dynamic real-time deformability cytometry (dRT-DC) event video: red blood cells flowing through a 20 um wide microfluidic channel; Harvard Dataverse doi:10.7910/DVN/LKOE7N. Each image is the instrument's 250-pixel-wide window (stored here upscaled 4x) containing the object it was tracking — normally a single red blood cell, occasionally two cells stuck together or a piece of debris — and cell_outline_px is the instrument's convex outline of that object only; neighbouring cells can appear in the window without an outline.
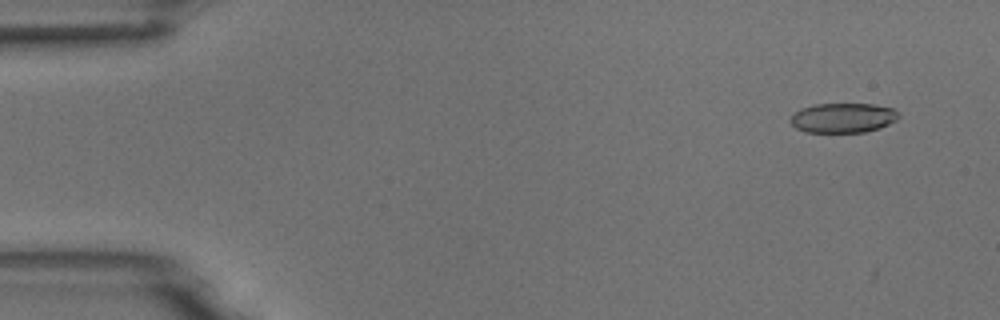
{"species": "common noctule bat (a hibernating species)", "species_latin": "Nyctalus noctula", "temperature_condition": "room temperature", "stored_images_in_passage": 2, "camera_frame_rate_fps": 3000, "um_per_image_px": 0.085, "animal": {"sex": "male", "body_mass_g": 18.8}, "frame": {"image": 1, "passage_image": 1, "time_ms": 0.0, "image_size_px": [1000, 320], "cell_outline_px": [[900, 116], [896, 120], [880, 128], [864, 132], [804, 132], [796, 128], [792, 124], [792, 116], [800, 108], [816, 104], [872, 104], [892, 108]], "centroid_in_image_um": [71.66, 10.02], "position_along_channel_um": 13.3, "area_um2": 18.55}}